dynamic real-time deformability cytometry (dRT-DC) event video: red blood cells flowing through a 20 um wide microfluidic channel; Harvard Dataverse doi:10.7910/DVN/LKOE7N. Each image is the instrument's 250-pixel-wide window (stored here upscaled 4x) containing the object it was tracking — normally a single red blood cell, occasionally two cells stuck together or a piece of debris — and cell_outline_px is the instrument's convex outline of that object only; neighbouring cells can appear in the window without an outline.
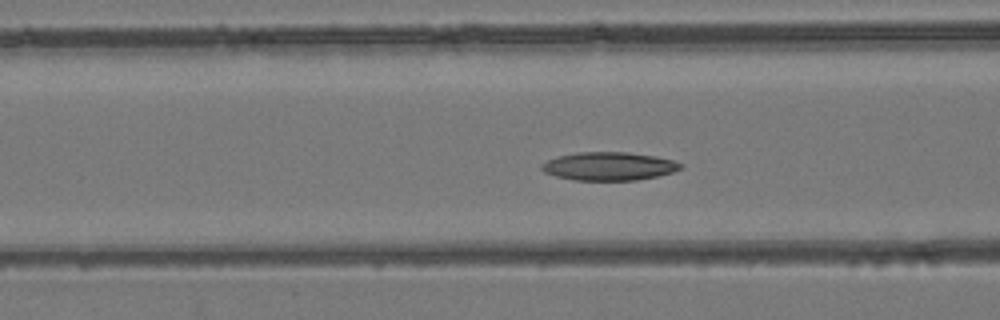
{"species": "common noctule bat (a hibernating species)", "species_latin": "Nyctalus noctula", "temperature_condition": "room temperature", "stored_images_in_passage": 48, "camera_frame_rate_fps": 3000, "um_per_image_px": 0.085, "animal": {"sex": "female", "body_mass_g": 24.6, "forearm_length_mm": 56.2}, "frame": {"image": 1, "passage_image": 18, "time_ms": 5.667, "image_size_px": [1000, 320], "cell_outline_px": [[684, 168], [672, 172], [656, 176], [636, 180], [576, 180], [556, 176], [544, 172], [540, 168], [540, 164], [548, 160], [560, 156], [580, 152], [628, 152], [656, 156], [672, 160], [684, 164]], "centroid_in_image_um": [51.79, 14.13], "position_along_channel_um": 114.8, "area_um2": 22.83}}
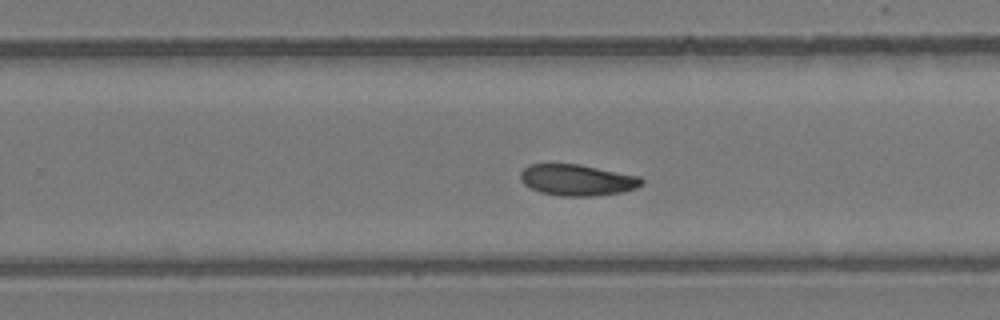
{"frame": {"image": 2, "passage_image": 30, "time_ms": 9.667, "image_size_px": [1000, 320], "cell_outline_px": [[644, 184], [636, 188], [624, 192], [592, 196], [560, 196], [540, 192], [524, 184], [520, 176], [520, 172], [528, 164], [580, 164], [640, 176], [644, 180]], "centroid_in_image_um": [49.1, 15.3], "position_along_channel_um": 280.7, "area_um2": 22.2}}
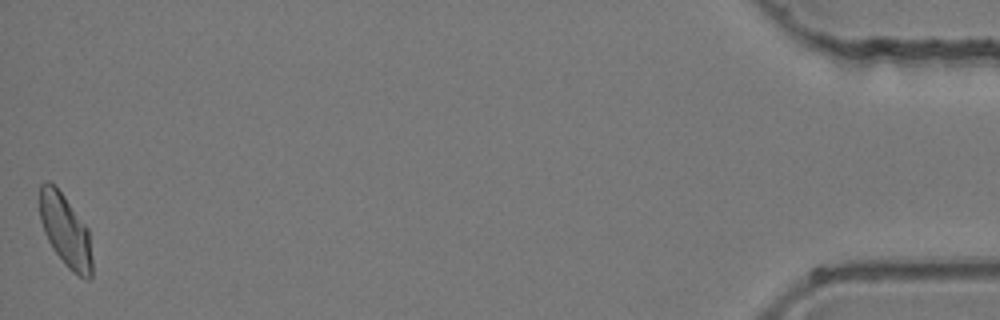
{"frame": {"image": 3, "passage_image": 48, "time_ms": 15.667, "image_size_px": [1000, 320], "cell_outline_px": [[92, 276], [88, 280], [72, 272], [64, 264], [52, 248], [44, 232], [40, 220], [40, 184], [44, 180], [48, 180], [64, 196], [88, 228], [92, 260]], "centroid_in_image_um": [5.56, 19.63], "position_along_channel_um": 429.6, "area_um2": 22.02}}